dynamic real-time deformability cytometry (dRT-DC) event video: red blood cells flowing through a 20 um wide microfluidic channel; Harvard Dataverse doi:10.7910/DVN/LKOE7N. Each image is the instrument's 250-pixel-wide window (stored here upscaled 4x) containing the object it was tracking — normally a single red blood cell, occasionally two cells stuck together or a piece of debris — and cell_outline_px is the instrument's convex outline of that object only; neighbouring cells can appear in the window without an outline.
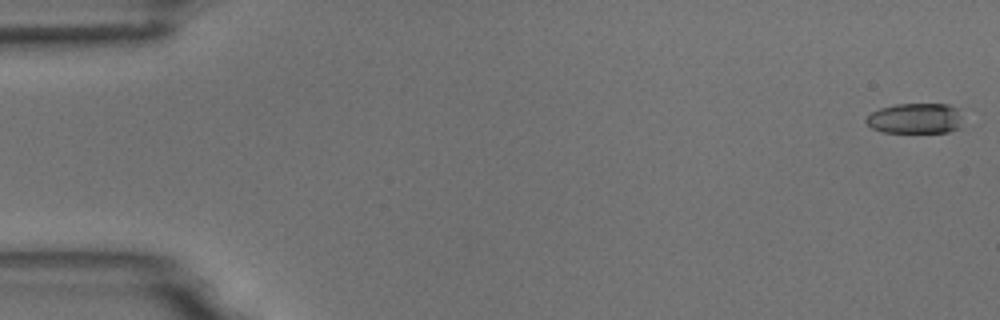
{"species": "common noctule bat (a hibernating species)", "species_latin": "Nyctalus noctula", "temperature_condition": "room temperature", "stored_images_in_passage": 6, "camera_frame_rate_fps": 3000, "um_per_image_px": 0.085, "animal": {"sex": "male", "body_mass_g": 18.8}, "frame": {"image": 1, "passage_image": 1, "time_ms": 0.0, "image_size_px": [1000, 320], "cell_outline_px": [[960, 116], [956, 128], [948, 132], [884, 132], [872, 128], [864, 120], [872, 112], [880, 108], [896, 104], [948, 104], [956, 108]], "centroid_in_image_um": [77.74, 10.06], "position_along_channel_um": 7.3, "area_um2": 16.76}}
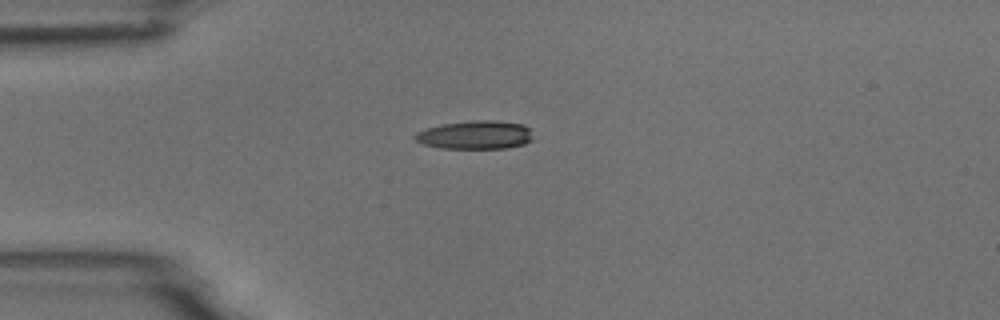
{"frame": {"image": 2, "passage_image": 4, "time_ms": 4.333, "image_size_px": [1000, 320], "cell_outline_px": [[532, 140], [524, 144], [508, 148], [440, 148], [424, 144], [416, 140], [412, 136], [416, 132], [424, 128], [444, 124], [472, 120], [496, 120], [524, 124], [528, 128]], "centroid_in_image_um": [40.38, 11.46], "position_along_channel_um": 44.6, "area_um2": 19.59}}
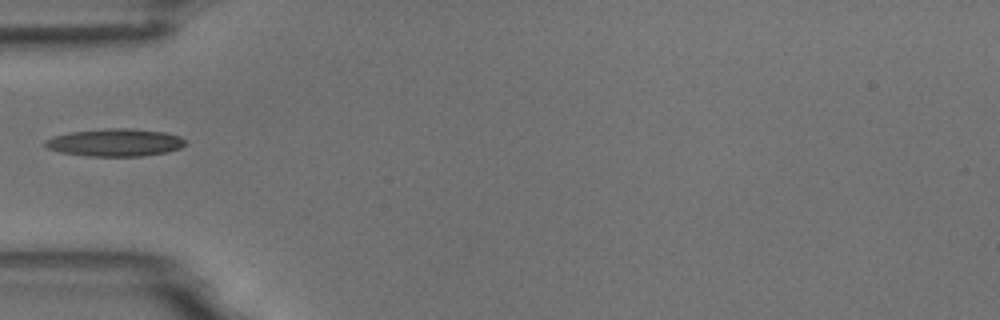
{"frame": {"image": 3, "passage_image": 5, "time_ms": 5.667, "image_size_px": [1000, 320], "cell_outline_px": [[188, 144], [180, 148], [168, 152], [140, 156], [88, 156], [60, 152], [48, 148], [44, 144], [44, 140], [52, 136], [68, 132], [104, 128], [132, 128], [168, 132], [180, 136], [188, 140]], "centroid_in_image_um": [9.83, 12.1], "position_along_channel_um": 75.2, "area_um2": 23.0}}